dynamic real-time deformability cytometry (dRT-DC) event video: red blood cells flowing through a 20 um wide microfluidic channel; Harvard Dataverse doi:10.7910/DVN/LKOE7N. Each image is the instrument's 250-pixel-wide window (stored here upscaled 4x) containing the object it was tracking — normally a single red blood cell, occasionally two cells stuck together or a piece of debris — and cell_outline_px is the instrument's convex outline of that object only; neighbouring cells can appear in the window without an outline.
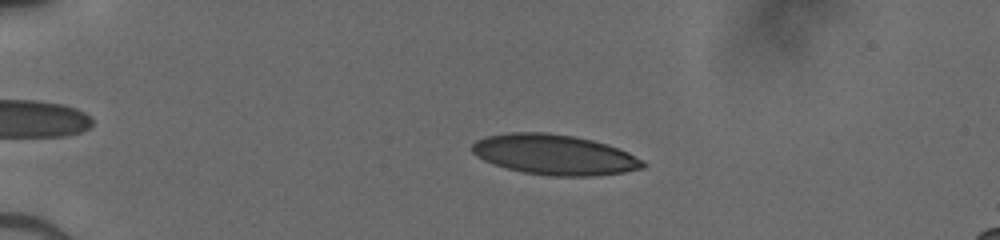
{"species": "human", "species_latin": "Homo sapiens", "temperature_condition": "cold", "stored_images_in_passage": 50, "camera_frame_rate_fps": 3000, "um_per_image_px": 0.085, "donor": {"sex": "male"}, "frame": {"image": 1, "passage_image": 12, "time_ms": 3.667, "image_size_px": [1000, 240], "cell_outline_px": [[644, 168], [624, 172], [596, 176], [552, 176], [524, 172], [492, 164], [476, 156], [472, 152], [472, 144], [476, 140], [488, 136], [512, 132], [548, 132], [572, 136], [592, 140], [628, 152], [644, 160]], "centroid_in_image_um": [47.12, 13.15], "position_along_channel_um": 37.9, "area_um2": 39.88}}
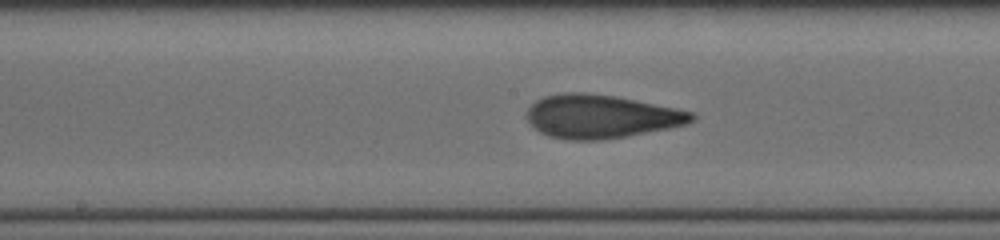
{"frame": {"image": 2, "passage_image": 28, "time_ms": 9.0, "image_size_px": [1000, 240], "cell_outline_px": [[696, 120], [688, 124], [628, 136], [604, 140], [572, 140], [548, 136], [540, 132], [528, 120], [528, 108], [536, 100], [544, 96], [564, 92], [584, 92], [616, 96], [676, 108], [692, 112], [696, 116]], "centroid_in_image_um": [51.11, 9.9], "position_along_channel_um": 197.1, "area_um2": 41.79}}
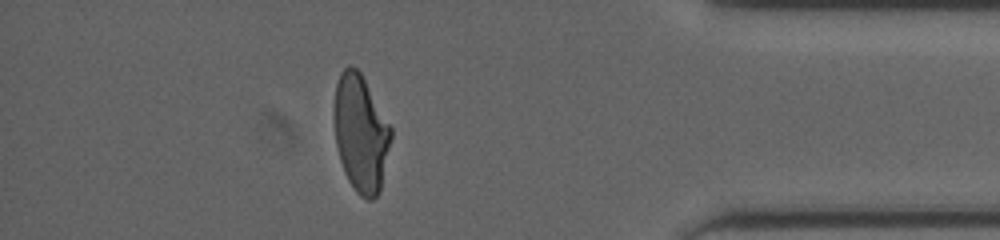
{"frame": {"image": 3, "passage_image": 45, "time_ms": 14.667, "image_size_px": [1000, 240], "cell_outline_px": [[392, 136], [380, 192], [372, 200], [368, 200], [360, 196], [356, 192], [348, 180], [344, 172], [340, 160], [336, 144], [332, 116], [332, 112], [336, 84], [340, 72], [348, 64], [352, 64], [360, 72], [392, 128]], "centroid_in_image_um": [30.64, 11.32], "position_along_channel_um": 404.6, "area_um2": 39.25}}